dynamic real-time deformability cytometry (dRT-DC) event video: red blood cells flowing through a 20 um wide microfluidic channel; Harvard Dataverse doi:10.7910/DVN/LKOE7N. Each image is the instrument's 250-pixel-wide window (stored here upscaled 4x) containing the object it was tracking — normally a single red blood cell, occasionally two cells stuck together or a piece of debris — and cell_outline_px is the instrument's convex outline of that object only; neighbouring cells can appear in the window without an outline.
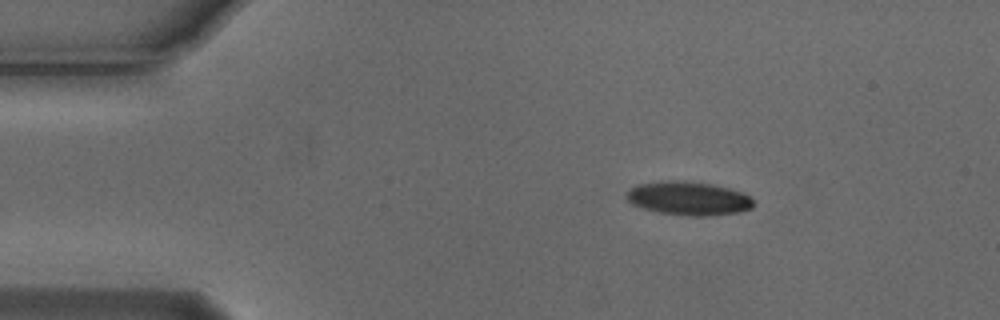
{"species": "Egyptian fruit bat (a non-hibernating species)", "species_latin": "Rousettus aegyptiacus", "temperature_condition": "cold", "stored_images_in_passage": 3, "camera_frame_rate_fps": 3000, "um_per_image_px": 0.085, "animal": {"sex": "male"}, "frame": {"image": 1, "passage_image": 1, "time_ms": 0.0, "image_size_px": [1000, 320], "cell_outline_px": [[752, 208], [740, 212], [708, 216], [692, 216], [660, 212], [644, 208], [632, 204], [624, 196], [632, 188], [640, 184], [672, 180], [684, 180], [712, 184], [744, 192], [752, 200]], "centroid_in_image_um": [58.55, 16.86], "position_along_channel_um": 26.5, "area_um2": 24.68}}
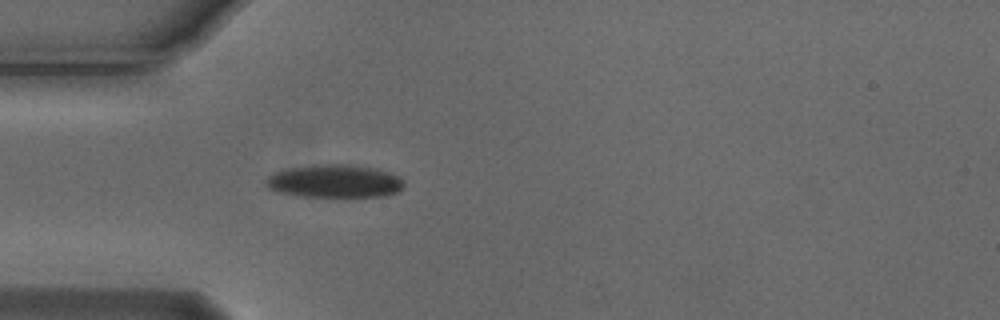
{"frame": {"image": 2, "passage_image": 3, "time_ms": 0.667, "image_size_px": [1000, 320], "cell_outline_px": [[404, 188], [396, 192], [384, 196], [300, 196], [276, 192], [268, 188], [264, 180], [268, 176], [284, 168], [324, 164], [348, 164], [376, 168], [388, 172], [404, 180]], "centroid_in_image_um": [28.41, 15.39], "position_along_channel_um": 56.6, "area_um2": 26.59}}